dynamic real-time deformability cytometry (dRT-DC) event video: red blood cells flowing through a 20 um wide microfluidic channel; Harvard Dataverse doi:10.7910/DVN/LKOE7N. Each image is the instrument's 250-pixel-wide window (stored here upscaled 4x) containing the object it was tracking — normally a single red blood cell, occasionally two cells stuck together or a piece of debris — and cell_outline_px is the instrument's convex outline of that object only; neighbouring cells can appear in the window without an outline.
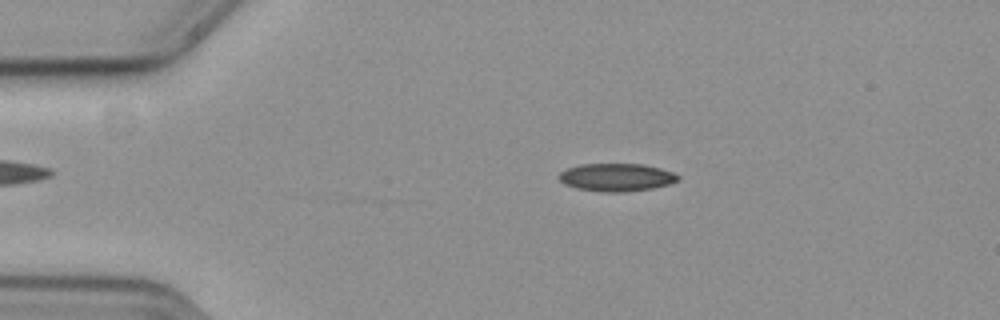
{"species": "common noctule bat (a hibernating species)", "species_latin": "Nyctalus noctula", "temperature_condition": "cold", "stored_images_in_passage": 57, "camera_frame_rate_fps": 3000, "um_per_image_px": 0.085, "animal": {"sex": "female", "body_mass_g": 19.3, "forearm_length_mm": 54.1}, "frame": {"image": 1, "passage_image": 12, "time_ms": 3.667, "image_size_px": [1000, 320], "cell_outline_px": [[680, 180], [668, 184], [652, 188], [624, 192], [604, 192], [576, 188], [564, 184], [560, 180], [560, 172], [568, 168], [580, 164], [644, 164], [660, 168], [672, 172], [680, 176]], "centroid_in_image_um": [52.42, 15.07], "position_along_channel_um": 32.6, "area_um2": 19.25}}
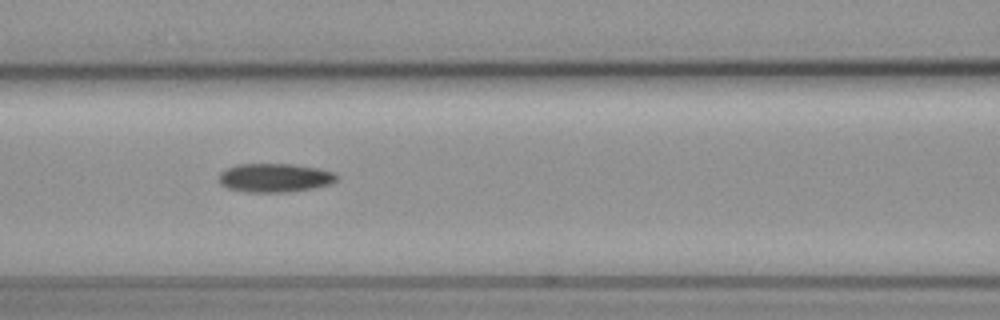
{"frame": {"image": 2, "passage_image": 25, "time_ms": 8.0, "image_size_px": [1000, 320], "cell_outline_px": [[336, 180], [332, 184], [312, 188], [288, 192], [248, 192], [228, 188], [220, 184], [220, 172], [236, 164], [292, 164], [320, 168], [332, 172], [336, 176]], "centroid_in_image_um": [23.36, 15.11], "position_along_channel_um": 143.2, "area_um2": 19.65}}
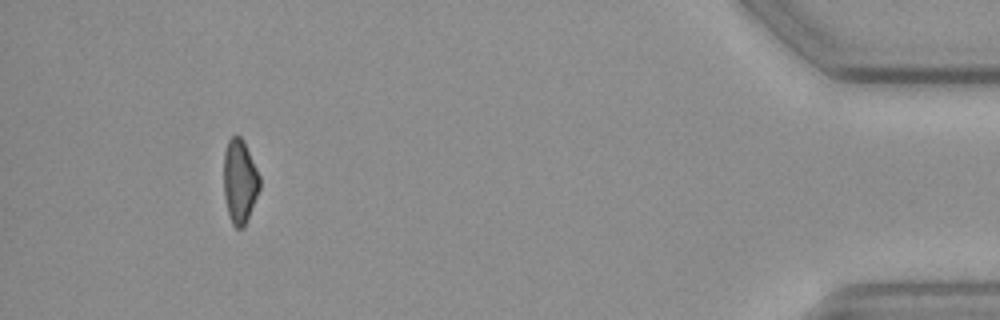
{"frame": {"image": 3, "passage_image": 53, "time_ms": 17.333, "image_size_px": [1000, 320], "cell_outline_px": [[260, 188], [244, 228], [236, 228], [232, 224], [228, 212], [224, 196], [224, 152], [228, 140], [232, 136], [240, 136], [244, 140], [260, 176]], "centroid_in_image_um": [20.38, 15.41], "position_along_channel_um": 414.8, "area_um2": 17.63}, "authors_computed_cell_mechanics": {"area_um2": 18.9006, "velocity_mm_per_s": 3.6727, "shape_relaxation_time_tau1_ms": 3.6614, "shape_relaxation_time_tau2_ms": null, "deformation_change_tau1": 0.114, "deformation_change_tau2": null}}